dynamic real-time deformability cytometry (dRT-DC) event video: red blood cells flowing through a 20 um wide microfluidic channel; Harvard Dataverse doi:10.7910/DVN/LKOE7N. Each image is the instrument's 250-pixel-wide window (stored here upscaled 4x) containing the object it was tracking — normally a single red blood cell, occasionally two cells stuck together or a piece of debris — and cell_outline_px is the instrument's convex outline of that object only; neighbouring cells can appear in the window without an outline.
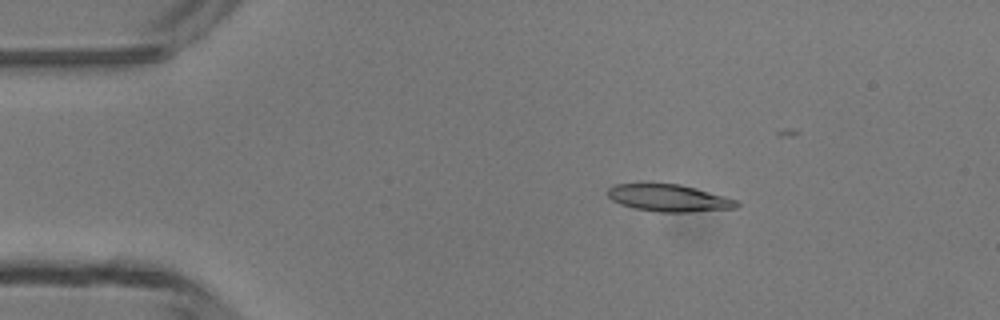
{"species": "common noctule bat (a hibernating species)", "species_latin": "Nyctalus noctula", "temperature_condition": "room temperature", "stored_images_in_passage": 5, "camera_frame_rate_fps": 3000, "um_per_image_px": 0.085, "animal": {"sex": "male", "body_mass_g": 13.3}, "frame": {"image": 1, "passage_image": 2, "time_ms": 2.0, "image_size_px": [1000, 320], "cell_outline_px": [[740, 204], [736, 208], [692, 212], [660, 212], [636, 208], [620, 204], [612, 200], [608, 196], [608, 188], [612, 184], [680, 184], [724, 196], [736, 200]], "centroid_in_image_um": [56.85, 16.83], "position_along_channel_um": 28.1, "area_um2": 20.17}}
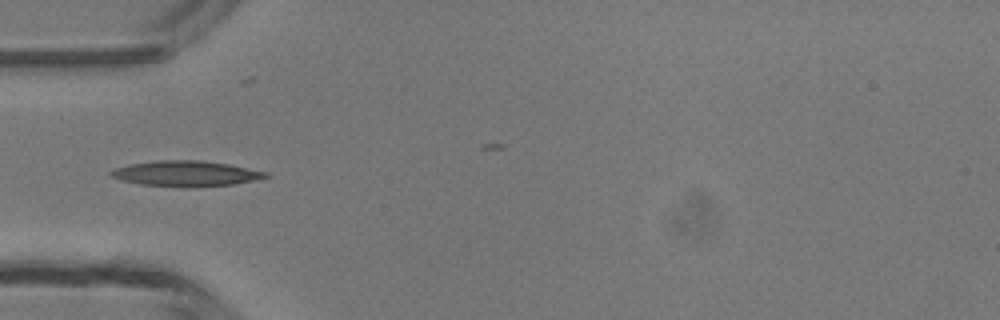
{"frame": {"image": 2, "passage_image": 4, "time_ms": 4.333, "image_size_px": [1000, 320], "cell_outline_px": [[268, 176], [256, 180], [232, 184], [180, 188], [140, 184], [120, 180], [112, 176], [108, 172], [112, 168], [128, 164], [156, 160], [204, 160], [228, 164], [268, 172]], "centroid_in_image_um": [15.74, 14.75], "position_along_channel_um": 69.3, "area_um2": 23.24}}
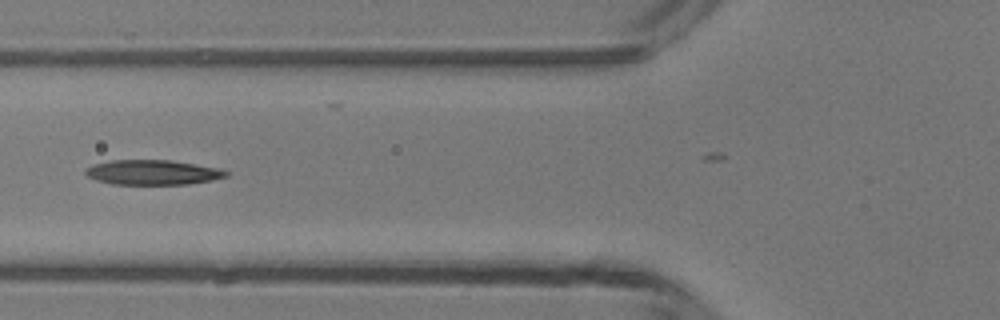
{"frame": {"image": 3, "passage_image": 5, "time_ms": 5.333, "image_size_px": [1000, 320], "cell_outline_px": [[228, 176], [212, 180], [188, 184], [112, 184], [96, 180], [88, 176], [84, 172], [84, 168], [96, 164], [112, 160], [172, 160], [220, 168], [228, 172]], "centroid_in_image_um": [12.99, 14.65], "position_along_channel_um": 112.8, "area_um2": 20.35}}